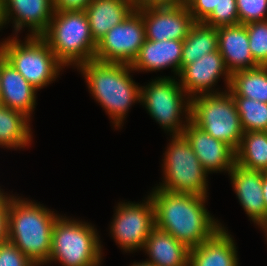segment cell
Here are the masks:
<instances>
[{
	"label": "cell",
	"mask_w": 267,
	"mask_h": 266,
	"mask_svg": "<svg viewBox=\"0 0 267 266\" xmlns=\"http://www.w3.org/2000/svg\"><path fill=\"white\" fill-rule=\"evenodd\" d=\"M238 201L249 220L258 228L265 226V203L263 199V172L249 170L234 164L228 173Z\"/></svg>",
	"instance_id": "2e32d148"
},
{
	"label": "cell",
	"mask_w": 267,
	"mask_h": 266,
	"mask_svg": "<svg viewBox=\"0 0 267 266\" xmlns=\"http://www.w3.org/2000/svg\"><path fill=\"white\" fill-rule=\"evenodd\" d=\"M183 41H153L146 39L138 55L130 64L134 71H160L172 68L174 75L181 72Z\"/></svg>",
	"instance_id": "e0dca14e"
},
{
	"label": "cell",
	"mask_w": 267,
	"mask_h": 266,
	"mask_svg": "<svg viewBox=\"0 0 267 266\" xmlns=\"http://www.w3.org/2000/svg\"><path fill=\"white\" fill-rule=\"evenodd\" d=\"M221 77H223L228 90L231 74L227 70L224 59L218 50L203 54L195 62L187 64L178 76L180 85L190 98L203 94L224 92L223 90H218L219 88H212L217 85L216 83Z\"/></svg>",
	"instance_id": "7c38bea8"
},
{
	"label": "cell",
	"mask_w": 267,
	"mask_h": 266,
	"mask_svg": "<svg viewBox=\"0 0 267 266\" xmlns=\"http://www.w3.org/2000/svg\"><path fill=\"white\" fill-rule=\"evenodd\" d=\"M172 137V138H171ZM164 155L163 183L156 188L173 193H192L208 196V172L183 135L170 136Z\"/></svg>",
	"instance_id": "9c48e42d"
},
{
	"label": "cell",
	"mask_w": 267,
	"mask_h": 266,
	"mask_svg": "<svg viewBox=\"0 0 267 266\" xmlns=\"http://www.w3.org/2000/svg\"><path fill=\"white\" fill-rule=\"evenodd\" d=\"M7 25L5 19L4 1L0 0V30Z\"/></svg>",
	"instance_id": "74e56055"
},
{
	"label": "cell",
	"mask_w": 267,
	"mask_h": 266,
	"mask_svg": "<svg viewBox=\"0 0 267 266\" xmlns=\"http://www.w3.org/2000/svg\"><path fill=\"white\" fill-rule=\"evenodd\" d=\"M145 40L142 14L134 9L123 22L112 27L97 42L94 60L130 65Z\"/></svg>",
	"instance_id": "8fae6325"
},
{
	"label": "cell",
	"mask_w": 267,
	"mask_h": 266,
	"mask_svg": "<svg viewBox=\"0 0 267 266\" xmlns=\"http://www.w3.org/2000/svg\"><path fill=\"white\" fill-rule=\"evenodd\" d=\"M130 2L133 6H135L140 0H126Z\"/></svg>",
	"instance_id": "ab89813d"
},
{
	"label": "cell",
	"mask_w": 267,
	"mask_h": 266,
	"mask_svg": "<svg viewBox=\"0 0 267 266\" xmlns=\"http://www.w3.org/2000/svg\"><path fill=\"white\" fill-rule=\"evenodd\" d=\"M235 163L249 170L267 173V131L243 132L235 150Z\"/></svg>",
	"instance_id": "d4e9b609"
},
{
	"label": "cell",
	"mask_w": 267,
	"mask_h": 266,
	"mask_svg": "<svg viewBox=\"0 0 267 266\" xmlns=\"http://www.w3.org/2000/svg\"><path fill=\"white\" fill-rule=\"evenodd\" d=\"M218 0H187L186 5L195 22H203L217 7Z\"/></svg>",
	"instance_id": "1f68e13d"
},
{
	"label": "cell",
	"mask_w": 267,
	"mask_h": 266,
	"mask_svg": "<svg viewBox=\"0 0 267 266\" xmlns=\"http://www.w3.org/2000/svg\"><path fill=\"white\" fill-rule=\"evenodd\" d=\"M149 258L147 262L156 266H188L189 248L173 235L155 227L142 249Z\"/></svg>",
	"instance_id": "44dd1931"
},
{
	"label": "cell",
	"mask_w": 267,
	"mask_h": 266,
	"mask_svg": "<svg viewBox=\"0 0 267 266\" xmlns=\"http://www.w3.org/2000/svg\"><path fill=\"white\" fill-rule=\"evenodd\" d=\"M37 90L7 61L1 71L0 104L29 118L36 106Z\"/></svg>",
	"instance_id": "ffe728a7"
},
{
	"label": "cell",
	"mask_w": 267,
	"mask_h": 266,
	"mask_svg": "<svg viewBox=\"0 0 267 266\" xmlns=\"http://www.w3.org/2000/svg\"><path fill=\"white\" fill-rule=\"evenodd\" d=\"M186 0H140L134 7L144 9L152 7H175L186 4Z\"/></svg>",
	"instance_id": "e575fe53"
},
{
	"label": "cell",
	"mask_w": 267,
	"mask_h": 266,
	"mask_svg": "<svg viewBox=\"0 0 267 266\" xmlns=\"http://www.w3.org/2000/svg\"><path fill=\"white\" fill-rule=\"evenodd\" d=\"M203 23L215 28L238 25L239 17L236 0H218L217 7Z\"/></svg>",
	"instance_id": "f1b7e54d"
},
{
	"label": "cell",
	"mask_w": 267,
	"mask_h": 266,
	"mask_svg": "<svg viewBox=\"0 0 267 266\" xmlns=\"http://www.w3.org/2000/svg\"><path fill=\"white\" fill-rule=\"evenodd\" d=\"M221 227L209 240L189 250L188 266H239L236 242L228 229Z\"/></svg>",
	"instance_id": "d6986e66"
},
{
	"label": "cell",
	"mask_w": 267,
	"mask_h": 266,
	"mask_svg": "<svg viewBox=\"0 0 267 266\" xmlns=\"http://www.w3.org/2000/svg\"><path fill=\"white\" fill-rule=\"evenodd\" d=\"M182 135L208 173L230 172L235 164V150L231 146L215 139L191 121L184 128Z\"/></svg>",
	"instance_id": "5bb4252c"
},
{
	"label": "cell",
	"mask_w": 267,
	"mask_h": 266,
	"mask_svg": "<svg viewBox=\"0 0 267 266\" xmlns=\"http://www.w3.org/2000/svg\"><path fill=\"white\" fill-rule=\"evenodd\" d=\"M217 34L218 51L230 74L260 66L251 54L246 25L218 27Z\"/></svg>",
	"instance_id": "ac0fdd59"
},
{
	"label": "cell",
	"mask_w": 267,
	"mask_h": 266,
	"mask_svg": "<svg viewBox=\"0 0 267 266\" xmlns=\"http://www.w3.org/2000/svg\"><path fill=\"white\" fill-rule=\"evenodd\" d=\"M138 203L119 202L110 224V233L124 253L143 249L155 228V212L150 195Z\"/></svg>",
	"instance_id": "30bf717a"
},
{
	"label": "cell",
	"mask_w": 267,
	"mask_h": 266,
	"mask_svg": "<svg viewBox=\"0 0 267 266\" xmlns=\"http://www.w3.org/2000/svg\"><path fill=\"white\" fill-rule=\"evenodd\" d=\"M239 24L267 20V0H236Z\"/></svg>",
	"instance_id": "f546056e"
},
{
	"label": "cell",
	"mask_w": 267,
	"mask_h": 266,
	"mask_svg": "<svg viewBox=\"0 0 267 266\" xmlns=\"http://www.w3.org/2000/svg\"><path fill=\"white\" fill-rule=\"evenodd\" d=\"M131 266H156V265L149 263L145 260L142 262H136V263L134 262Z\"/></svg>",
	"instance_id": "f35d334b"
},
{
	"label": "cell",
	"mask_w": 267,
	"mask_h": 266,
	"mask_svg": "<svg viewBox=\"0 0 267 266\" xmlns=\"http://www.w3.org/2000/svg\"><path fill=\"white\" fill-rule=\"evenodd\" d=\"M140 104L165 132L171 133L170 136L182 135L190 122L191 98L175 76H158L147 85L141 86Z\"/></svg>",
	"instance_id": "8992f818"
},
{
	"label": "cell",
	"mask_w": 267,
	"mask_h": 266,
	"mask_svg": "<svg viewBox=\"0 0 267 266\" xmlns=\"http://www.w3.org/2000/svg\"><path fill=\"white\" fill-rule=\"evenodd\" d=\"M145 24L146 39L183 41L195 23L186 4L137 9Z\"/></svg>",
	"instance_id": "4fadbf2b"
},
{
	"label": "cell",
	"mask_w": 267,
	"mask_h": 266,
	"mask_svg": "<svg viewBox=\"0 0 267 266\" xmlns=\"http://www.w3.org/2000/svg\"><path fill=\"white\" fill-rule=\"evenodd\" d=\"M12 196L0 189V244L8 240V208Z\"/></svg>",
	"instance_id": "d6a6232c"
},
{
	"label": "cell",
	"mask_w": 267,
	"mask_h": 266,
	"mask_svg": "<svg viewBox=\"0 0 267 266\" xmlns=\"http://www.w3.org/2000/svg\"><path fill=\"white\" fill-rule=\"evenodd\" d=\"M7 40L8 38L7 39L5 38L4 41L0 42V96H1V71H2L3 64L7 61L6 56L3 52V48Z\"/></svg>",
	"instance_id": "8d00e7d4"
},
{
	"label": "cell",
	"mask_w": 267,
	"mask_h": 266,
	"mask_svg": "<svg viewBox=\"0 0 267 266\" xmlns=\"http://www.w3.org/2000/svg\"><path fill=\"white\" fill-rule=\"evenodd\" d=\"M218 50L217 28L195 22L188 36L183 40L181 70L187 65L201 58L203 54H209Z\"/></svg>",
	"instance_id": "cb8c5ba5"
},
{
	"label": "cell",
	"mask_w": 267,
	"mask_h": 266,
	"mask_svg": "<svg viewBox=\"0 0 267 266\" xmlns=\"http://www.w3.org/2000/svg\"><path fill=\"white\" fill-rule=\"evenodd\" d=\"M149 195L154 206L155 227L173 235L189 249L209 240L222 228L221 222L205 206L208 196L173 193L156 187Z\"/></svg>",
	"instance_id": "6da1fadb"
},
{
	"label": "cell",
	"mask_w": 267,
	"mask_h": 266,
	"mask_svg": "<svg viewBox=\"0 0 267 266\" xmlns=\"http://www.w3.org/2000/svg\"><path fill=\"white\" fill-rule=\"evenodd\" d=\"M261 230H263V232L265 233V234H264L265 237H266V240H265V241H267V225L264 226Z\"/></svg>",
	"instance_id": "60d3db41"
},
{
	"label": "cell",
	"mask_w": 267,
	"mask_h": 266,
	"mask_svg": "<svg viewBox=\"0 0 267 266\" xmlns=\"http://www.w3.org/2000/svg\"><path fill=\"white\" fill-rule=\"evenodd\" d=\"M92 0H53L54 10L84 11Z\"/></svg>",
	"instance_id": "836d02e7"
},
{
	"label": "cell",
	"mask_w": 267,
	"mask_h": 266,
	"mask_svg": "<svg viewBox=\"0 0 267 266\" xmlns=\"http://www.w3.org/2000/svg\"><path fill=\"white\" fill-rule=\"evenodd\" d=\"M6 23L11 21L13 36H18L25 27L30 34L41 36L48 28L54 14L53 0H3Z\"/></svg>",
	"instance_id": "9a60e30c"
},
{
	"label": "cell",
	"mask_w": 267,
	"mask_h": 266,
	"mask_svg": "<svg viewBox=\"0 0 267 266\" xmlns=\"http://www.w3.org/2000/svg\"><path fill=\"white\" fill-rule=\"evenodd\" d=\"M228 91L233 97H245L267 103V66L232 73Z\"/></svg>",
	"instance_id": "484cf974"
},
{
	"label": "cell",
	"mask_w": 267,
	"mask_h": 266,
	"mask_svg": "<svg viewBox=\"0 0 267 266\" xmlns=\"http://www.w3.org/2000/svg\"><path fill=\"white\" fill-rule=\"evenodd\" d=\"M84 77L90 94L109 115L113 127L122 128L130 107L140 103V88L130 75L128 64L91 60L80 64L77 71ZM113 120V121H112Z\"/></svg>",
	"instance_id": "7a4b0ae2"
},
{
	"label": "cell",
	"mask_w": 267,
	"mask_h": 266,
	"mask_svg": "<svg viewBox=\"0 0 267 266\" xmlns=\"http://www.w3.org/2000/svg\"><path fill=\"white\" fill-rule=\"evenodd\" d=\"M43 204L12 196L8 208V240L36 266L45 265L51 252L54 223L60 216Z\"/></svg>",
	"instance_id": "3957f363"
},
{
	"label": "cell",
	"mask_w": 267,
	"mask_h": 266,
	"mask_svg": "<svg viewBox=\"0 0 267 266\" xmlns=\"http://www.w3.org/2000/svg\"><path fill=\"white\" fill-rule=\"evenodd\" d=\"M0 266H36L9 240L0 244Z\"/></svg>",
	"instance_id": "4dcf8cb0"
},
{
	"label": "cell",
	"mask_w": 267,
	"mask_h": 266,
	"mask_svg": "<svg viewBox=\"0 0 267 266\" xmlns=\"http://www.w3.org/2000/svg\"><path fill=\"white\" fill-rule=\"evenodd\" d=\"M41 37L65 67L77 68L94 60L97 42L92 37L85 11H54Z\"/></svg>",
	"instance_id": "277c9868"
},
{
	"label": "cell",
	"mask_w": 267,
	"mask_h": 266,
	"mask_svg": "<svg viewBox=\"0 0 267 266\" xmlns=\"http://www.w3.org/2000/svg\"><path fill=\"white\" fill-rule=\"evenodd\" d=\"M90 223L59 216L54 223L48 263L61 266H101L103 246Z\"/></svg>",
	"instance_id": "5b68a950"
},
{
	"label": "cell",
	"mask_w": 267,
	"mask_h": 266,
	"mask_svg": "<svg viewBox=\"0 0 267 266\" xmlns=\"http://www.w3.org/2000/svg\"><path fill=\"white\" fill-rule=\"evenodd\" d=\"M249 48L254 60L260 66H267V20L245 24Z\"/></svg>",
	"instance_id": "83f0119b"
},
{
	"label": "cell",
	"mask_w": 267,
	"mask_h": 266,
	"mask_svg": "<svg viewBox=\"0 0 267 266\" xmlns=\"http://www.w3.org/2000/svg\"><path fill=\"white\" fill-rule=\"evenodd\" d=\"M243 132L267 131V103L245 97H233Z\"/></svg>",
	"instance_id": "4316f807"
},
{
	"label": "cell",
	"mask_w": 267,
	"mask_h": 266,
	"mask_svg": "<svg viewBox=\"0 0 267 266\" xmlns=\"http://www.w3.org/2000/svg\"><path fill=\"white\" fill-rule=\"evenodd\" d=\"M262 190H263V199L265 203V226H266L267 225V173L264 172H263Z\"/></svg>",
	"instance_id": "d590c367"
},
{
	"label": "cell",
	"mask_w": 267,
	"mask_h": 266,
	"mask_svg": "<svg viewBox=\"0 0 267 266\" xmlns=\"http://www.w3.org/2000/svg\"><path fill=\"white\" fill-rule=\"evenodd\" d=\"M8 38L3 52L12 65L37 91L55 81L65 67L41 36Z\"/></svg>",
	"instance_id": "52a82bcc"
},
{
	"label": "cell",
	"mask_w": 267,
	"mask_h": 266,
	"mask_svg": "<svg viewBox=\"0 0 267 266\" xmlns=\"http://www.w3.org/2000/svg\"><path fill=\"white\" fill-rule=\"evenodd\" d=\"M31 119L0 104V147L17 150L30 146L33 139Z\"/></svg>",
	"instance_id": "603a6c76"
},
{
	"label": "cell",
	"mask_w": 267,
	"mask_h": 266,
	"mask_svg": "<svg viewBox=\"0 0 267 266\" xmlns=\"http://www.w3.org/2000/svg\"><path fill=\"white\" fill-rule=\"evenodd\" d=\"M134 9L126 0H92L84 11L93 39L98 42L112 27L123 22Z\"/></svg>",
	"instance_id": "7402d4cb"
},
{
	"label": "cell",
	"mask_w": 267,
	"mask_h": 266,
	"mask_svg": "<svg viewBox=\"0 0 267 266\" xmlns=\"http://www.w3.org/2000/svg\"><path fill=\"white\" fill-rule=\"evenodd\" d=\"M190 121L234 150L238 148L243 136L235 100L226 88L218 94H203L191 98Z\"/></svg>",
	"instance_id": "ba28073f"
}]
</instances>
